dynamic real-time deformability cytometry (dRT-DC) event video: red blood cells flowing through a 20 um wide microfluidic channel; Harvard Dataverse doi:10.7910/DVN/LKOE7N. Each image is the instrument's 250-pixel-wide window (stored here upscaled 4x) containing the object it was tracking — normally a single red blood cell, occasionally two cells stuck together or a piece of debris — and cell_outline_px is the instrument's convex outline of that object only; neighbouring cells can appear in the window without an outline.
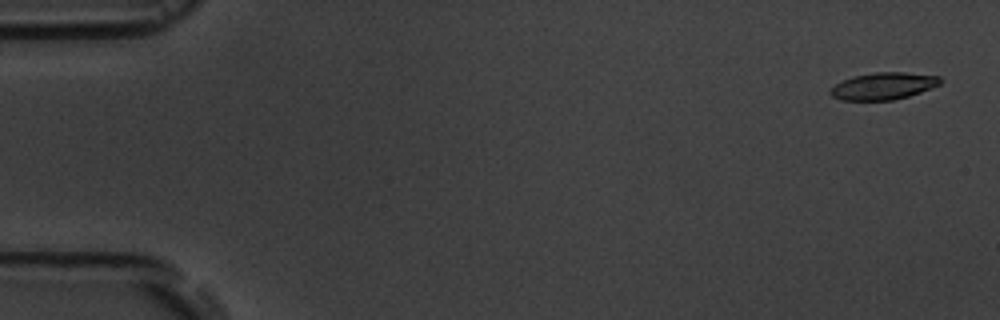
{"species": "common noctule bat (a hibernating species)", "species_latin": "Nyctalus noctula", "temperature_condition": "room temperature", "stored_images_in_passage": 5, "camera_frame_rate_fps": 3000, "um_per_image_px": 0.085, "animal": {"sex": "male", "body_mass_g": 19.5, "forearm_length_mm": 54.6}, "frame": {"image": 1, "passage_image": 1, "time_ms": 0.0, "image_size_px": [1000, 320], "cell_outline_px": [[944, 80], [940, 84], [920, 92], [908, 96], [892, 100], [840, 100], [832, 96], [828, 92], [836, 84], [852, 76], [876, 72], [904, 72], [940, 76]], "centroid_in_image_um": [75.1, 7.31], "position_along_channel_um": 9.9, "area_um2": 17.28}}